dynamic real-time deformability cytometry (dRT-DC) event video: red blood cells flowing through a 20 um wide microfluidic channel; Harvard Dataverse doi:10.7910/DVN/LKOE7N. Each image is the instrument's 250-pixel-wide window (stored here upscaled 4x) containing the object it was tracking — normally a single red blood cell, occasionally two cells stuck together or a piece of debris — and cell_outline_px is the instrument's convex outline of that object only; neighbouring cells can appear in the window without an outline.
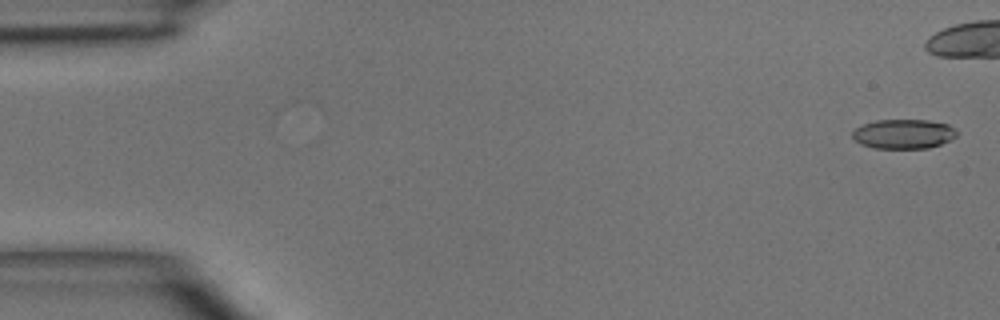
{"species": "common noctule bat (a hibernating species)", "species_latin": "Nyctalus noctula", "temperature_condition": "room temperature", "stored_images_in_passage": 5, "camera_frame_rate_fps": 3000, "um_per_image_px": 0.085, "animal": {"sex": "male", "body_mass_g": 15.6}, "frame": {"image": 1, "passage_image": 1, "time_ms": 0.0, "image_size_px": [1000, 320], "cell_outline_px": [[960, 132], [956, 136], [940, 144], [928, 148], [872, 148], [860, 144], [852, 136], [852, 132], [856, 128], [864, 124], [876, 120], [928, 120], [948, 124]], "centroid_in_image_um": [76.81, 11.38], "position_along_channel_um": 8.2, "area_um2": 17.92}}